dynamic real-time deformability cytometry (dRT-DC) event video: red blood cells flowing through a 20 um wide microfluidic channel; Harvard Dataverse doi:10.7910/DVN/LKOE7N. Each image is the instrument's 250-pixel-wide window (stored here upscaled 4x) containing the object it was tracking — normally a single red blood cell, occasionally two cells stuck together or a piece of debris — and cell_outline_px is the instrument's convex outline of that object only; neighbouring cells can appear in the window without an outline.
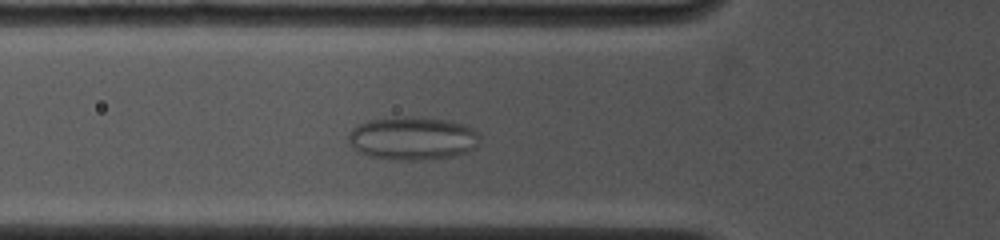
{"species": "common noctule bat (a hibernating species)", "species_latin": "Nyctalus noctula", "temperature_condition": "cold", "stored_images_in_passage": 32, "camera_frame_rate_fps": 4500, "um_per_image_px": 0.085, "animal": {"sex": "female", "body_mass_g": 19.0, "forearm_length_mm": 53.3}, "frame": {"image": 1, "passage_image": 6, "time_ms": 1.778, "image_size_px": [1000, 240], "cell_outline_px": [[480, 140], [476, 148], [468, 152], [456, 156], [424, 160], [392, 160], [372, 156], [360, 152], [352, 148], [348, 144], [348, 132], [352, 128], [368, 120], [392, 116], [420, 116], [452, 120], [464, 124], [472, 128], [480, 136]], "centroid_in_image_um": [35.08, 11.74], "position_along_channel_um": 90.7, "area_um2": 33.99}}
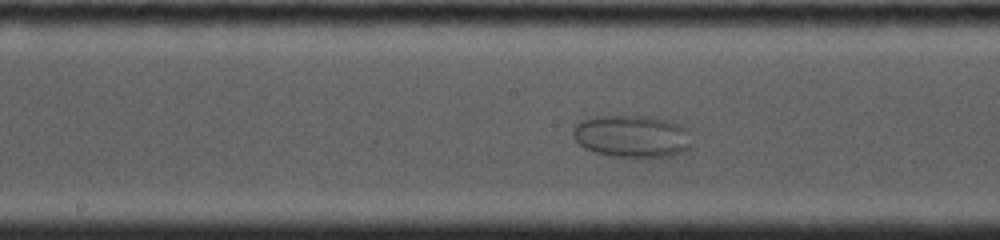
{"frame": {"image": 2, "passage_image": 14, "time_ms": 4.444, "image_size_px": [1000, 240], "cell_outline_px": [[692, 144], [684, 152], [672, 156], [616, 156], [596, 152], [584, 148], [572, 136], [572, 128], [580, 120], [596, 116], [648, 116], [668, 120], [680, 124], [688, 128]], "centroid_in_image_um": [53.73, 11.56], "position_along_channel_um": 194.5, "area_um2": 29.36}}
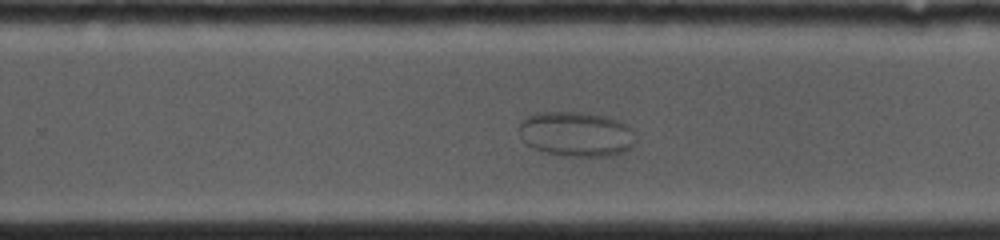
{"frame": {"image": 3, "passage_image": 20, "time_ms": 6.667, "image_size_px": [1000, 240], "cell_outline_px": [[632, 144], [624, 152], [608, 156], [564, 156], [544, 152], [532, 148], [524, 140], [520, 128], [520, 124], [524, 116], [536, 112], [580, 112], [604, 116], [616, 120], [632, 128]], "centroid_in_image_um": [48.93, 11.39], "position_along_channel_um": 280.9, "area_um2": 30.11}}